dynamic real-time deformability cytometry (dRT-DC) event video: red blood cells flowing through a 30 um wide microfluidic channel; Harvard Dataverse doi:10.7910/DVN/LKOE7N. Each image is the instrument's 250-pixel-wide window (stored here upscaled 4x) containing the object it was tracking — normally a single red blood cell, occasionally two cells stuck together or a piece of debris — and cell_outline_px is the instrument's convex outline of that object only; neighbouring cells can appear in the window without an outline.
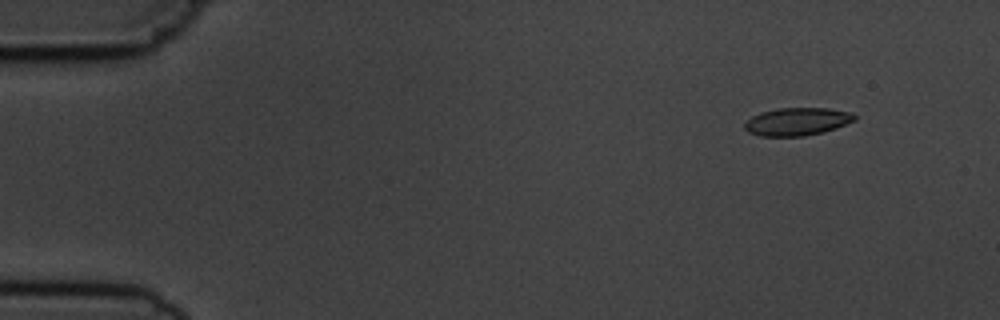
{"species": "common noctule bat (a hibernating species)", "species_latin": "Nyctalus noctula", "temperature_condition": "cold", "stored_images_in_passage": 6, "camera_frame_rate_fps": 3000, "um_per_image_px": 0.085, "animal": {"sex": "male", "body_mass_g": 19.5, "forearm_length_mm": 54.6}, "frame": {"image": 1, "passage_image": 2, "time_ms": 1.333, "image_size_px": [1000, 320], "cell_outline_px": [[856, 120], [836, 128], [824, 132], [804, 136], [760, 136], [748, 132], [744, 128], [744, 124], [752, 116], [760, 112], [776, 108], [828, 108], [852, 112], [856, 116]], "centroid_in_image_um": [67.76, 10.33], "position_along_channel_um": 17.2, "area_um2": 17.98}}
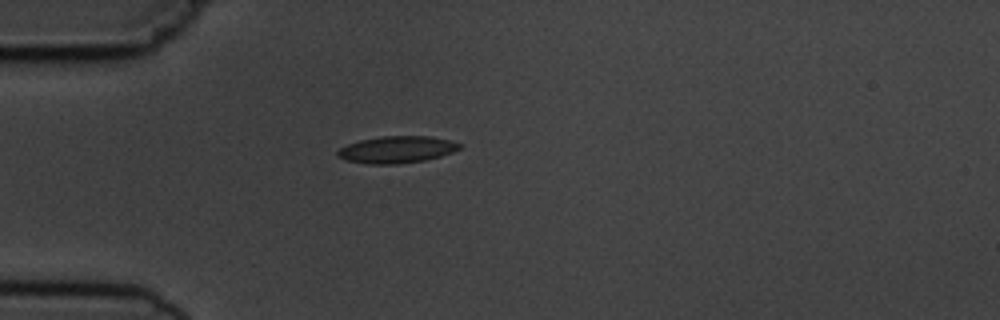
{"frame": {"image": 2, "passage_image": 4, "time_ms": 4.667, "image_size_px": [1000, 320], "cell_outline_px": [[460, 148], [452, 152], [440, 156], [424, 160], [396, 164], [368, 164], [344, 160], [336, 156], [336, 152], [340, 148], [348, 144], [360, 140], [380, 136], [428, 136], [448, 140], [460, 144]], "centroid_in_image_um": [33.66, 12.72], "position_along_channel_um": 51.3, "area_um2": 19.02}}
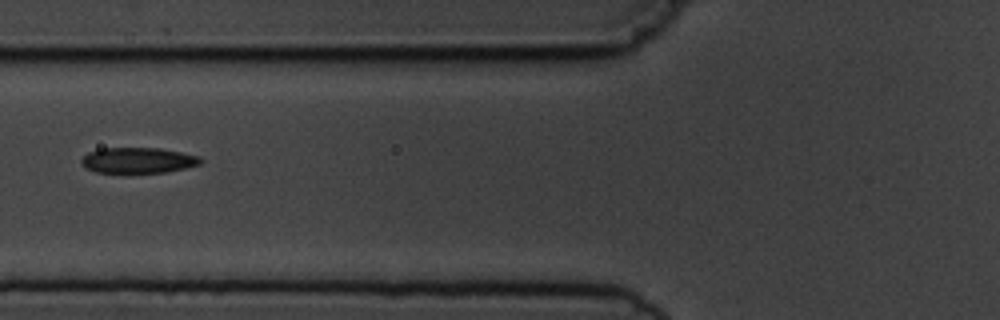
{"frame": {"image": 3, "passage_image": 6, "time_ms": 6.667, "image_size_px": [1000, 320], "cell_outline_px": [[204, 160], [200, 164], [184, 168], [164, 172], [128, 176], [96, 172], [84, 168], [80, 164], [80, 160], [88, 152], [100, 148], [160, 148], [200, 156]], "centroid_in_image_um": [11.67, 13.68], "position_along_channel_um": 114.1, "area_um2": 18.79}}